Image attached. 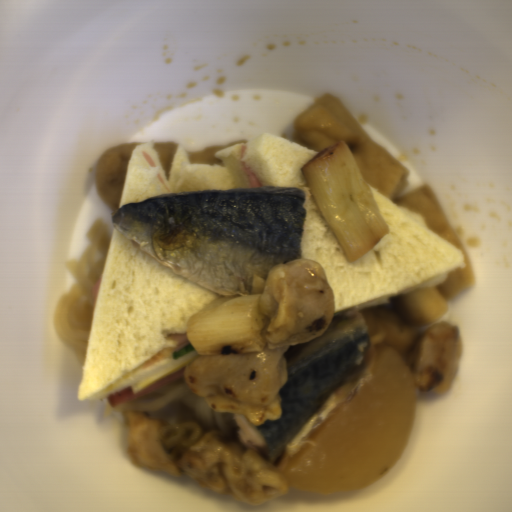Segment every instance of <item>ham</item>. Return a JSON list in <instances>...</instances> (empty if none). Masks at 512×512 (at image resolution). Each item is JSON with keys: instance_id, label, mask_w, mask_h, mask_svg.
Here are the masks:
<instances>
[{"instance_id": "ham-1", "label": "ham", "mask_w": 512, "mask_h": 512, "mask_svg": "<svg viewBox=\"0 0 512 512\" xmlns=\"http://www.w3.org/2000/svg\"><path fill=\"white\" fill-rule=\"evenodd\" d=\"M184 378V369L170 376L157 379L138 394H134L130 385L106 397L111 408H117L137 397L146 396L178 379Z\"/></svg>"}, {"instance_id": "ham-2", "label": "ham", "mask_w": 512, "mask_h": 512, "mask_svg": "<svg viewBox=\"0 0 512 512\" xmlns=\"http://www.w3.org/2000/svg\"><path fill=\"white\" fill-rule=\"evenodd\" d=\"M242 169L247 177V180L252 187H264L260 179L254 174V172L248 167L247 163L242 161Z\"/></svg>"}, {"instance_id": "ham-3", "label": "ham", "mask_w": 512, "mask_h": 512, "mask_svg": "<svg viewBox=\"0 0 512 512\" xmlns=\"http://www.w3.org/2000/svg\"><path fill=\"white\" fill-rule=\"evenodd\" d=\"M170 340L175 342V347L171 348V350H180L182 347L190 344L186 333L185 334H169Z\"/></svg>"}, {"instance_id": "ham-4", "label": "ham", "mask_w": 512, "mask_h": 512, "mask_svg": "<svg viewBox=\"0 0 512 512\" xmlns=\"http://www.w3.org/2000/svg\"><path fill=\"white\" fill-rule=\"evenodd\" d=\"M101 279H102V276L100 278H98L94 282V284L92 285V287H91V289L89 291L91 299L94 300L95 302H96V299H97V295H98Z\"/></svg>"}, {"instance_id": "ham-5", "label": "ham", "mask_w": 512, "mask_h": 512, "mask_svg": "<svg viewBox=\"0 0 512 512\" xmlns=\"http://www.w3.org/2000/svg\"><path fill=\"white\" fill-rule=\"evenodd\" d=\"M141 154L146 159V161L149 163L150 166H152L153 168L156 167V165L153 162V160L151 159V157L145 151H142Z\"/></svg>"}, {"instance_id": "ham-6", "label": "ham", "mask_w": 512, "mask_h": 512, "mask_svg": "<svg viewBox=\"0 0 512 512\" xmlns=\"http://www.w3.org/2000/svg\"><path fill=\"white\" fill-rule=\"evenodd\" d=\"M246 150H247L246 146H243V145H242V146H240L239 157H240L241 159L243 158V156H244V154H245Z\"/></svg>"}]
</instances>
